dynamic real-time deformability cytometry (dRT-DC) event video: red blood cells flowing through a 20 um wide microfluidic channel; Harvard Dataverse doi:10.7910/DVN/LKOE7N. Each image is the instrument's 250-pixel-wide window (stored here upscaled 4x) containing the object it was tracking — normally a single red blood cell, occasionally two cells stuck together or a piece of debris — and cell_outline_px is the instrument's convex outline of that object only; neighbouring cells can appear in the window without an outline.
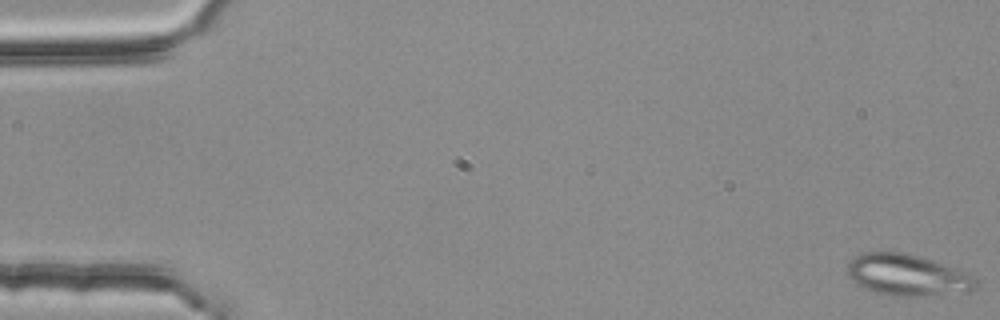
{"species": "common noctule bat (a hibernating species)", "species_latin": "Nyctalus noctula", "temperature_condition": "room temperature", "stored_images_in_passage": 4, "camera_frame_rate_fps": 3000, "um_per_image_px": 0.085, "animal": {"sex": "female", "body_mass_g": 25.1}, "frame": {"image": 1, "passage_image": 1, "time_ms": 0.0, "image_size_px": [1000, 320], "cell_outline_px": [[980, 284], [972, 292], [924, 296], [892, 296], [876, 292], [860, 284], [848, 276], [848, 264], [852, 256], [860, 252], [904, 252], [920, 256], [956, 268], [972, 276]], "centroid_in_image_um": [77.17, 23.38], "position_along_channel_um": 7.8, "area_um2": 31.15}}